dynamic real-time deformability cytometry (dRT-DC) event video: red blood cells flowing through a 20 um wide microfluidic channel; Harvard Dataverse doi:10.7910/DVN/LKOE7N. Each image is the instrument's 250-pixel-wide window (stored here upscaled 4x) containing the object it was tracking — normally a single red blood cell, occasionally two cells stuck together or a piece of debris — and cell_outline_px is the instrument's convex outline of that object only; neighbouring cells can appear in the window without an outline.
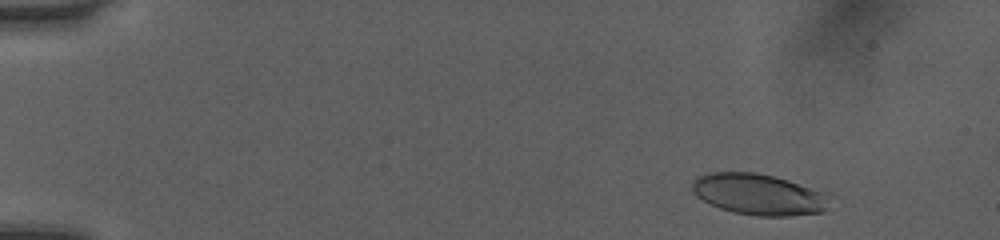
{"species": "human", "species_latin": "Homo sapiens", "temperature_condition": "room temperature", "stored_images_in_passage": 46, "camera_frame_rate_fps": 3000, "um_per_image_px": 0.085, "donor": {"sex": "female"}, "frame": {"image": 1, "passage_image": 1, "time_ms": 0.0, "image_size_px": [1000, 240], "cell_outline_px": [[824, 212], [792, 216], [756, 216], [736, 212], [720, 208], [696, 196], [692, 192], [692, 184], [700, 176], [712, 172], [752, 172], [772, 176], [788, 180], [820, 192], [824, 196]], "centroid_in_image_um": [64.4, 16.53], "position_along_channel_um": 20.6, "area_um2": 31.96}}
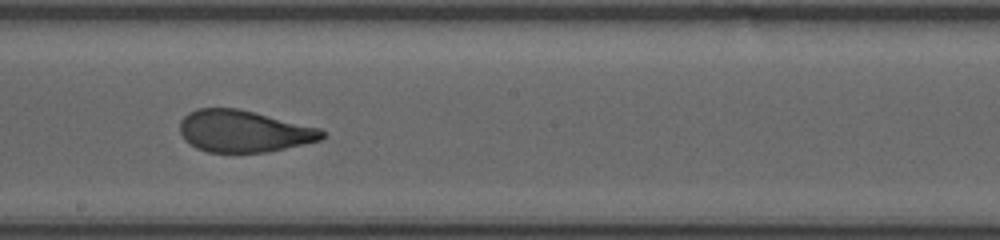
{"frame": {"image": 2, "passage_image": 25, "time_ms": 8.0, "image_size_px": [1000, 240], "cell_outline_px": [[324, 136], [320, 140], [304, 144], [268, 152], [208, 152], [196, 148], [184, 140], [180, 132], [180, 120], [188, 112], [196, 108], [236, 108], [320, 128], [324, 132]], "centroid_in_image_um": [20.67, 11.15], "position_along_channel_um": 227.5, "area_um2": 34.56}}
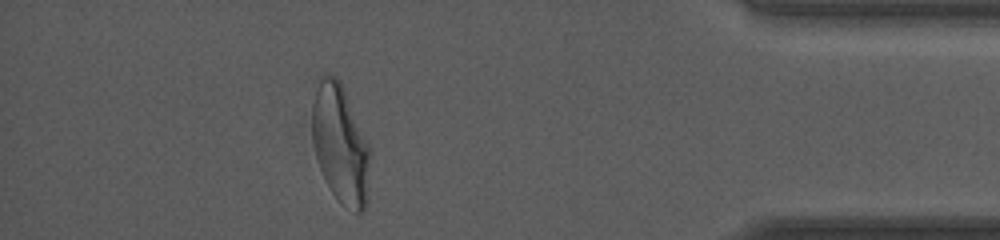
{"frame": {"image": 3, "passage_image": 41, "time_ms": 13.333, "image_size_px": [1000, 240], "cell_outline_px": [[372, 152], [368, 200], [364, 212], [356, 212], [340, 204], [332, 192], [320, 168], [316, 156], [312, 140], [312, 104], [316, 88], [320, 76], [328, 72], [336, 76], [340, 80], [344, 88]], "centroid_in_image_um": [28.96, 12.26], "position_along_channel_um": 406.2, "area_um2": 40.69}, "authors_computed_cell_mechanics": {"area_um2": 35.4603, "velocity_mm_per_s": 4.0683, "shape_relaxation_time_tau1_ms": 5.3498, "shape_relaxation_time_tau2_ms": 0.7842, "deformation_change_tau1": 0.2065, "deformation_change_tau2": 0.0721}}